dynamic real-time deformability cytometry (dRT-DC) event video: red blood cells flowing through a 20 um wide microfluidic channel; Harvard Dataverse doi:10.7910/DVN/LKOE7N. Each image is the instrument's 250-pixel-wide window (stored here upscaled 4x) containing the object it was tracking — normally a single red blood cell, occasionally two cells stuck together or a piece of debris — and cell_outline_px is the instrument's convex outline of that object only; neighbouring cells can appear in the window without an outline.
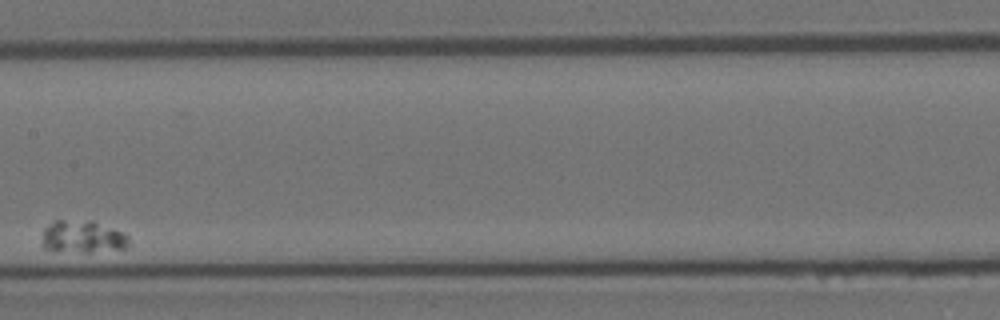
{"species": "Egyptian fruit bat (a non-hibernating species)", "species_latin": "Rousettus aegyptiacus", "temperature_condition": "room temperature", "stored_images_in_passage": 6, "camera_frame_rate_fps": 3000, "um_per_image_px": 0.085, "animal": {"sex": "female"}, "frame": {"image": 1, "passage_image": 6, "time_ms": 1.667, "image_size_px": [1000, 320], "cell_outline_px": [[132, 248], [88, 252], [84, 252], [44, 248], [44, 228], [56, 220], [92, 220], [124, 232], [128, 236], [132, 244]], "centroid_in_image_um": [7.16, 20.11], "position_along_channel_um": 200.2, "area_um2": 16.42}}